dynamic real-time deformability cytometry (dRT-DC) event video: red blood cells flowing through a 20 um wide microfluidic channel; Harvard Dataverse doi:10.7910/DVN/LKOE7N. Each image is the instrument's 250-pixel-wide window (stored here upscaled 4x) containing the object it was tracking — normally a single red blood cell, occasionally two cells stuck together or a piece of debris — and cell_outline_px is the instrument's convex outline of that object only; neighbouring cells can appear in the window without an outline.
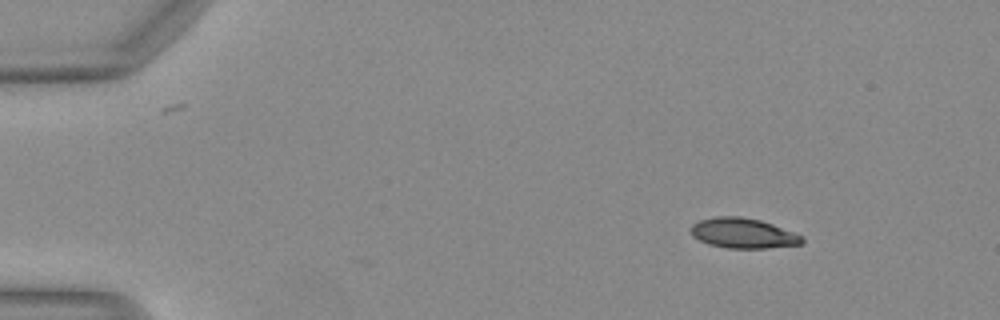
{"species": "Egyptian fruit bat (a non-hibernating species)", "species_latin": "Rousettus aegyptiacus", "temperature_condition": "warm", "stored_images_in_passage": 45, "camera_frame_rate_fps": 3000, "um_per_image_px": 0.085, "animal": {"sex": "female"}, "frame": {"image": 1, "passage_image": 1, "time_ms": 0.0, "image_size_px": [1000, 320], "cell_outline_px": [[804, 244], [768, 248], [728, 248], [708, 244], [692, 236], [688, 228], [692, 224], [700, 220], [716, 216], [740, 216], [760, 220], [772, 224], [804, 236]], "centroid_in_image_um": [63.16, 19.82], "position_along_channel_um": 21.8, "area_um2": 19.71}}
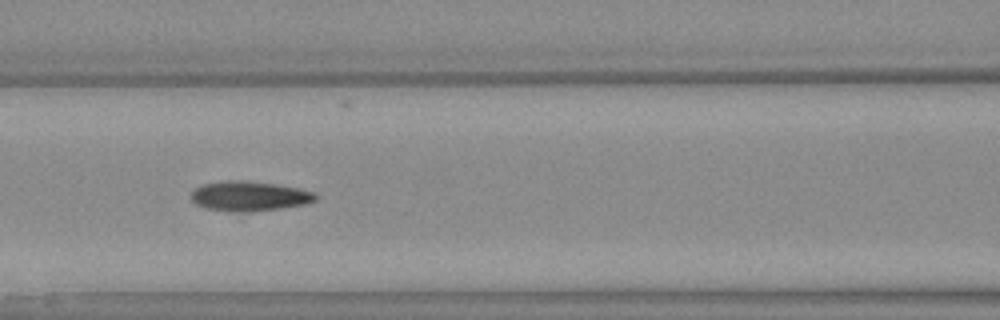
{"frame": {"image": 2, "passage_image": 17, "time_ms": 5.333, "image_size_px": [1000, 320], "cell_outline_px": [[320, 196], [316, 200], [308, 204], [280, 208], [248, 212], [232, 212], [208, 208], [196, 204], [192, 200], [192, 192], [196, 188], [204, 184], [228, 180], [240, 180], [276, 184], [316, 192]], "centroid_in_image_um": [21.25, 16.67], "position_along_channel_um": 145.3, "area_um2": 21.56}}
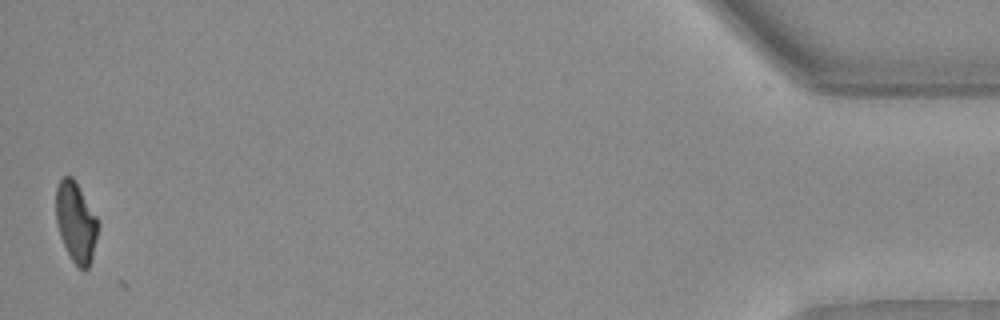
{"frame": {"image": 3, "passage_image": 44, "time_ms": 14.333, "image_size_px": [1000, 320], "cell_outline_px": [[100, 224], [92, 256], [88, 268], [84, 272], [72, 260], [60, 236], [56, 220], [56, 188], [60, 180], [64, 176], [72, 176], [96, 216]], "centroid_in_image_um": [6.46, 18.89], "position_along_channel_um": 428.7, "area_um2": 19.42}}